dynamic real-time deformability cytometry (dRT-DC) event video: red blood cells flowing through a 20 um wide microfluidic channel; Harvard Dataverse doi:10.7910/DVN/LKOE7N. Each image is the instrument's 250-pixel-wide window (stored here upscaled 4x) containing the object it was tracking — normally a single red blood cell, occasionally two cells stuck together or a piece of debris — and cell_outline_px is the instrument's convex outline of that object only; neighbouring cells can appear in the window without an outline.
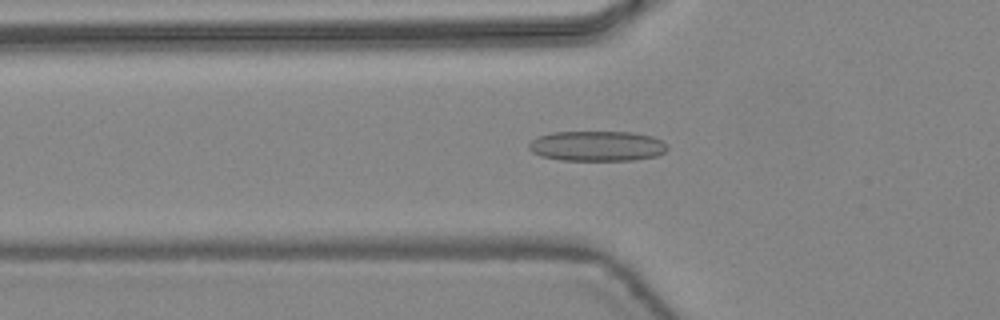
{"species": "common noctule bat (a hibernating species)", "species_latin": "Nyctalus noctula", "temperature_condition": "warm", "stored_images_in_passage": 47, "camera_frame_rate_fps": 3000, "um_per_image_px": 0.085, "animal": {"sex": "female", "body_mass_g": 24.6, "forearm_length_mm": 56.2}, "frame": {"image": 1, "passage_image": 17, "time_ms": 5.333, "image_size_px": [1000, 320], "cell_outline_px": [[668, 148], [664, 152], [656, 156], [636, 160], [560, 160], [540, 156], [532, 152], [528, 148], [528, 144], [532, 140], [540, 136], [552, 132], [632, 132], [652, 136], [660, 140]], "centroid_in_image_um": [50.73, 12.41], "position_along_channel_um": 75.1, "area_um2": 24.33}}
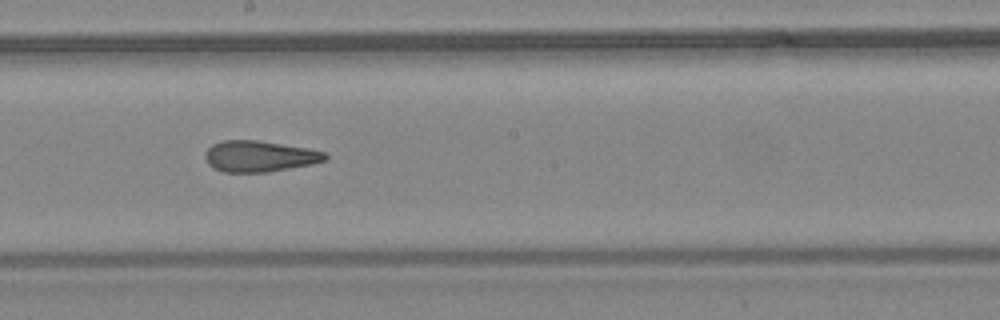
{"frame": {"image": 2, "passage_image": 27, "time_ms": 8.667, "image_size_px": [1000, 320], "cell_outline_px": [[328, 156], [324, 160], [312, 164], [268, 172], [224, 172], [208, 164], [204, 156], [204, 152], [212, 144], [224, 140], [256, 140], [308, 148], [328, 152]], "centroid_in_image_um": [22.06, 13.28], "position_along_channel_um": 226.1, "area_um2": 21.73}}
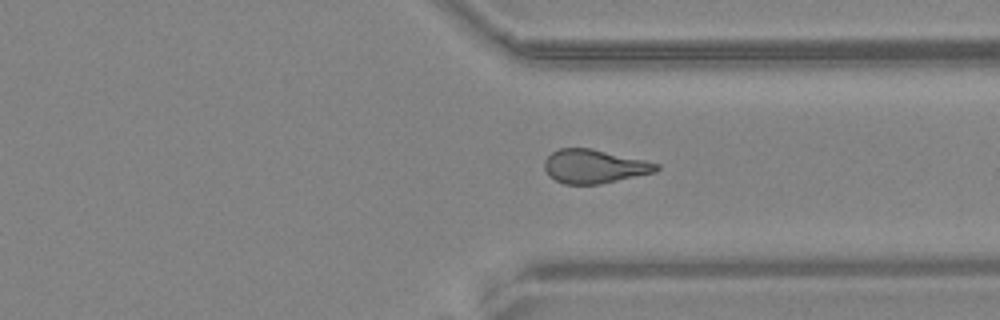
{"frame": {"image": 3, "passage_image": 36, "time_ms": 11.667, "image_size_px": [1000, 320], "cell_outline_px": [[660, 168], [656, 172], [600, 184], [564, 184], [548, 176], [544, 168], [544, 160], [552, 152], [560, 148], [592, 148], [644, 160], [660, 164]], "centroid_in_image_um": [50.5, 14.14], "position_along_channel_um": 360.9, "area_um2": 22.08}, "authors_computed_cell_mechanics": {"area_um2": 22.6576, "velocity_mm_per_s": 4.5071, "shape_relaxation_time_tau1_ms": null, "shape_relaxation_time_tau2_ms": 1.7926, "deformation_change_tau1": null, "deformation_change_tau2": 0.1007}}